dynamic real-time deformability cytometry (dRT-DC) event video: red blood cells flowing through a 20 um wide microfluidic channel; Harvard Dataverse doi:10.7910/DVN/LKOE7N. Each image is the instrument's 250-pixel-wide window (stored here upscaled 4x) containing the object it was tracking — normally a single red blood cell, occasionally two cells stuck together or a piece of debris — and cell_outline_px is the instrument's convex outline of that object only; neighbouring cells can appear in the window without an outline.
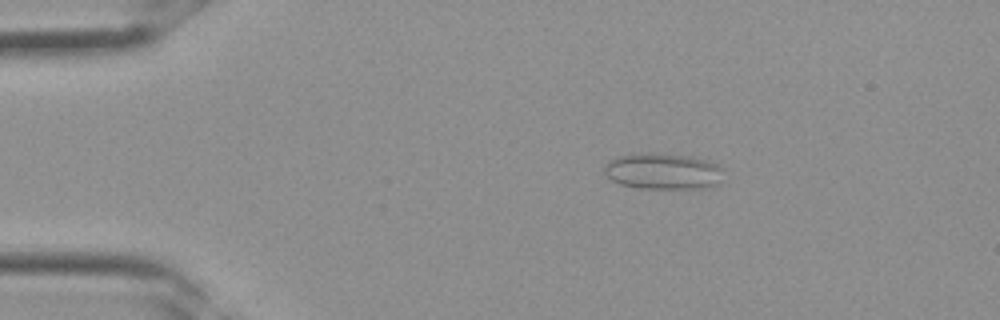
{"species": "Egyptian fruit bat (a non-hibernating species)", "species_latin": "Rousettus aegyptiacus", "temperature_condition": "room temperature", "stored_images_in_passage": 32, "camera_frame_rate_fps": 3000, "um_per_image_px": 0.085, "frame": {"image": 1, "passage_image": 4, "time_ms": 1.0, "image_size_px": [1000, 320], "cell_outline_px": [[724, 168], [720, 184], [708, 188], [640, 188], [620, 184], [612, 180], [604, 172], [604, 164], [608, 160], [620, 156], [636, 152], [664, 152], [692, 156], [720, 164]], "centroid_in_image_um": [56.4, 14.53], "position_along_channel_um": 28.6, "area_um2": 25.89}}
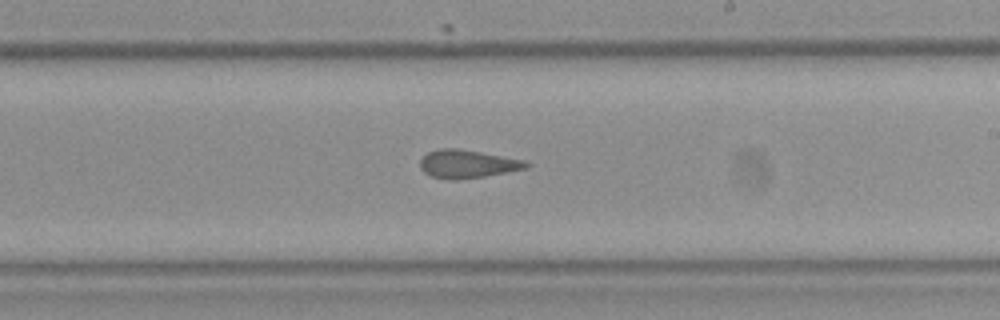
{"frame": {"image": 2, "passage_image": 18, "time_ms": 5.667, "image_size_px": [1000, 320], "cell_outline_px": [[532, 164], [528, 168], [484, 176], [456, 180], [452, 180], [432, 176], [424, 172], [420, 168], [420, 160], [428, 152], [440, 148], [456, 148], [480, 152], [524, 160]], "centroid_in_image_um": [39.73, 13.93], "position_along_channel_um": 249.3, "area_um2": 17.28}}
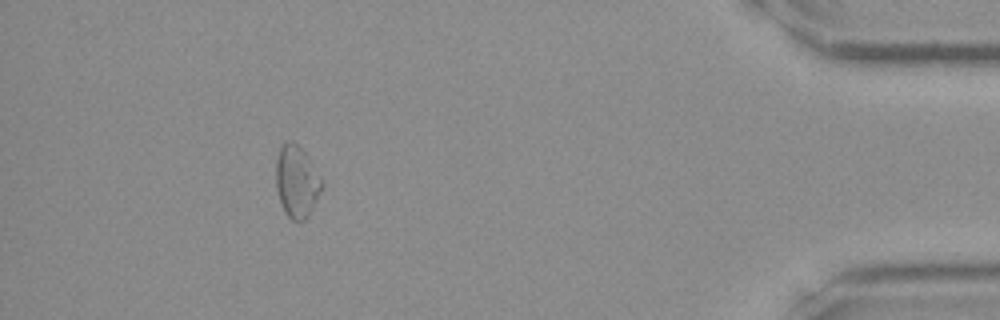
{"frame": {"image": 3, "passage_image": 29, "time_ms": 9.333, "image_size_px": [1000, 320], "cell_outline_px": [[324, 184], [308, 216], [300, 224], [296, 224], [284, 212], [276, 188], [276, 160], [280, 148], [288, 140], [292, 140], [308, 156], [324, 180]], "centroid_in_image_um": [25.23, 15.46], "position_along_channel_um": 410.0, "area_um2": 19.42}}